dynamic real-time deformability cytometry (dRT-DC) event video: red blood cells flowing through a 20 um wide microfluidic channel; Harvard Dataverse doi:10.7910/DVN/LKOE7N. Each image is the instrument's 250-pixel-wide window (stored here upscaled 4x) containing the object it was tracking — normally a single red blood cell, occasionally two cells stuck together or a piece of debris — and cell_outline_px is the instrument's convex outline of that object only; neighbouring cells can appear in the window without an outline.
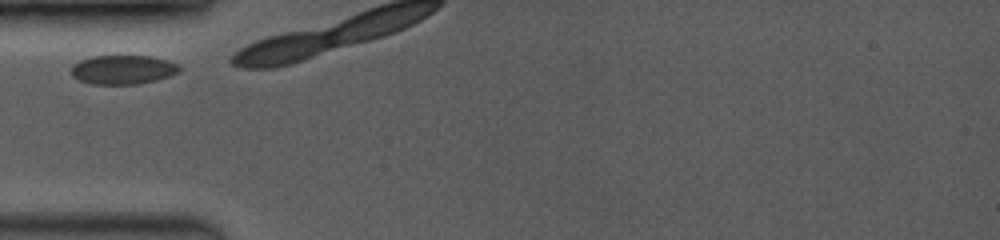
{"species": "common noctule bat (a hibernating species)", "species_latin": "Nyctalus noctula", "temperature_condition": "room temperature", "stored_images_in_passage": 3, "camera_frame_rate_fps": 3500, "um_per_image_px": 0.085, "animal": {"sex": "female", "body_mass_g": 19.0, "forearm_length_mm": 53.3}, "frame": {"image": 1, "passage_image": 1, "time_ms": 0.0, "image_size_px": [1000, 240], "cell_outline_px": [[180, 72], [156, 80], [140, 84], [92, 84], [80, 80], [72, 76], [72, 68], [80, 60], [92, 56], [152, 56], [168, 60], [180, 64]], "centroid_in_image_um": [10.5, 5.92], "position_along_channel_um": 74.5, "area_um2": 18.32}}